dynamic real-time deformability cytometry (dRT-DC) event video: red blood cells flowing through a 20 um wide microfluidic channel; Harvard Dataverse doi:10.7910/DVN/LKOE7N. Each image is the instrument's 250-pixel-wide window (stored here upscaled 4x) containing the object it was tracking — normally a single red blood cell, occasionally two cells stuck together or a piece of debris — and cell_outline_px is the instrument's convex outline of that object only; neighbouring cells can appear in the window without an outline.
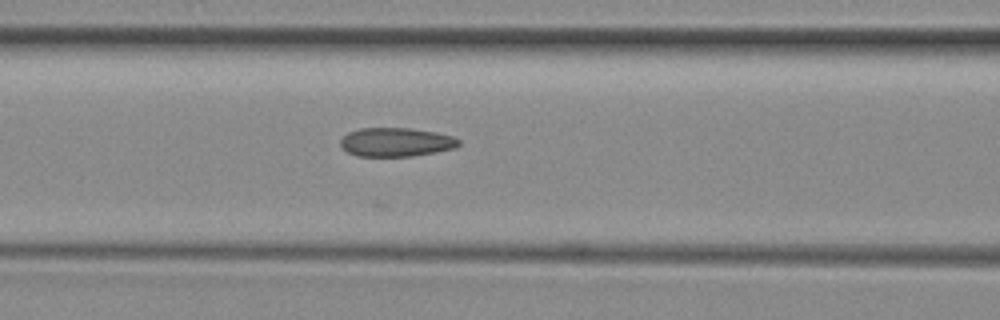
{"species": "common noctule bat (a hibernating species)", "species_latin": "Nyctalus noctula", "temperature_condition": "room temperature", "stored_images_in_passage": 5, "camera_frame_rate_fps": 3000, "um_per_image_px": 0.085, "animal": {"sex": "female", "body_mass_g": 29.2, "forearm_length_mm": 56.3}, "frame": {"image": 1, "passage_image": 5, "time_ms": 5.333, "image_size_px": [1000, 320], "cell_outline_px": [[460, 144], [456, 148], [436, 152], [412, 156], [356, 156], [348, 152], [340, 144], [340, 140], [348, 132], [360, 128], [408, 128], [436, 132], [452, 136], [460, 140]], "centroid_in_image_um": [33.68, 12.08], "position_along_channel_um": 132.9, "area_um2": 19.88}}